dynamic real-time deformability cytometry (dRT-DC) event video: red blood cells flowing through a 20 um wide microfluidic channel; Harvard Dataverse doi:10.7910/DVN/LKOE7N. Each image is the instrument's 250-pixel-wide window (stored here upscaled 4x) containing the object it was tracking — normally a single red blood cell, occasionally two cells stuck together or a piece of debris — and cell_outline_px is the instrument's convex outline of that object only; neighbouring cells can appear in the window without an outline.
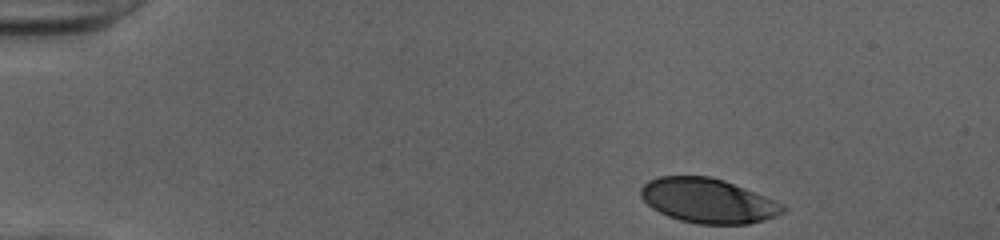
{"species": "human", "species_latin": "Homo sapiens", "temperature_condition": "cold", "stored_images_in_passage": 37, "camera_frame_rate_fps": 3000, "um_per_image_px": 0.085, "donor": {"sex": "female"}, "frame": {"image": 1, "passage_image": 1, "time_ms": 0.0, "image_size_px": [1000, 240], "cell_outline_px": [[788, 208], [784, 212], [776, 216], [764, 220], [748, 224], [700, 224], [680, 220], [668, 216], [652, 208], [640, 196], [640, 188], [648, 180], [660, 176], [708, 176], [724, 180], [784, 204]], "centroid_in_image_um": [60.18, 17.06], "position_along_channel_um": 24.8, "area_um2": 36.82}}
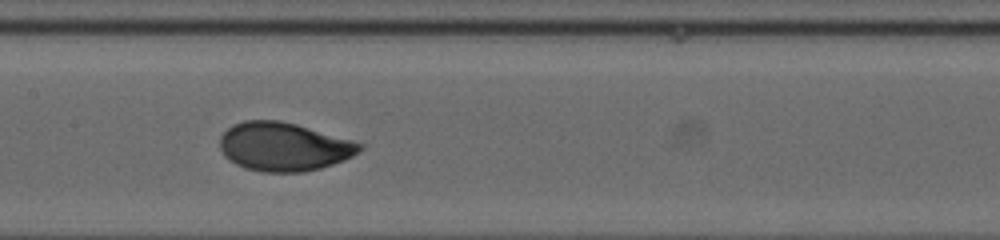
{"frame": {"image": 2, "passage_image": 20, "time_ms": 6.333, "image_size_px": [1000, 240], "cell_outline_px": [[364, 148], [360, 152], [344, 160], [320, 168], [300, 172], [264, 172], [244, 168], [228, 160], [224, 156], [220, 148], [220, 136], [232, 124], [244, 120], [280, 120], [296, 124], [352, 140], [364, 144]], "centroid_in_image_um": [24.11, 12.46], "position_along_channel_um": 183.3, "area_um2": 39.71}}
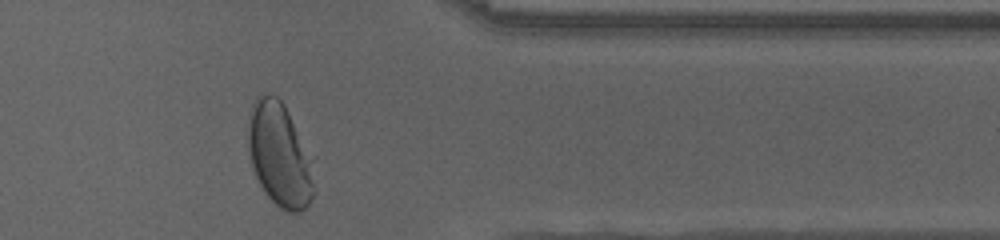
{"frame": {"image": 3, "passage_image": 36, "time_ms": 11.667, "image_size_px": [1000, 240], "cell_outline_px": [[316, 192], [308, 204], [300, 212], [288, 212], [280, 208], [264, 192], [252, 168], [248, 148], [248, 128], [252, 104], [256, 96], [260, 92], [276, 96], [284, 104], [316, 156]], "centroid_in_image_um": [23.86, 13.16], "position_along_channel_um": 387.5, "area_um2": 41.62}, "authors_computed_cell_mechanics": {"area_um2": 39.4196, "velocity_mm_per_s": 4.0101, "shape_relaxation_time_tau1_ms": 2.6867, "shape_relaxation_time_tau2_ms": null, "deformation_change_tau1": 0.1593, "deformation_change_tau2": null}}